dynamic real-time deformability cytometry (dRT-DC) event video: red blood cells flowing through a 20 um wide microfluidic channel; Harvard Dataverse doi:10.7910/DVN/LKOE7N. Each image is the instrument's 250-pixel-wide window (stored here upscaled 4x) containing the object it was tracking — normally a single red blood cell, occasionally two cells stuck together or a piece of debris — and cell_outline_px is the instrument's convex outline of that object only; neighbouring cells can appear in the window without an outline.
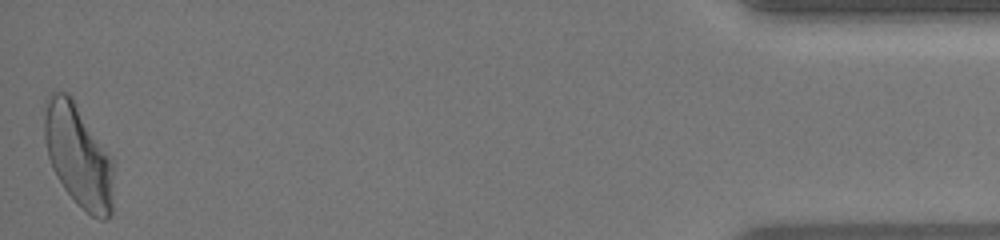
{"species": "human", "species_latin": "Homo sapiens", "temperature_condition": "warm", "stored_images_in_passage": 43, "camera_frame_rate_fps": 3000, "um_per_image_px": 0.085, "donor": {"sex": "female"}, "frame": {"image": 1, "passage_image": 43, "time_ms": 14.0, "image_size_px": [1000, 240], "cell_outline_px": [[112, 216], [104, 220], [100, 220], [92, 216], [64, 188], [56, 176], [52, 168], [48, 156], [44, 136], [44, 100], [52, 92], [68, 92], [72, 96], [112, 160]], "centroid_in_image_um": [6.62, 13.2], "position_along_channel_um": 428.6, "area_um2": 40.92}, "authors_computed_cell_mechanics": {"area_um2": 38.6104, "velocity_mm_per_s": 4.1416, "shape_relaxation_time_tau1_ms": 4.6198, "shape_relaxation_time_tau2_ms": null, "deformation_change_tau1": 0.2024, "deformation_change_tau2": null}}